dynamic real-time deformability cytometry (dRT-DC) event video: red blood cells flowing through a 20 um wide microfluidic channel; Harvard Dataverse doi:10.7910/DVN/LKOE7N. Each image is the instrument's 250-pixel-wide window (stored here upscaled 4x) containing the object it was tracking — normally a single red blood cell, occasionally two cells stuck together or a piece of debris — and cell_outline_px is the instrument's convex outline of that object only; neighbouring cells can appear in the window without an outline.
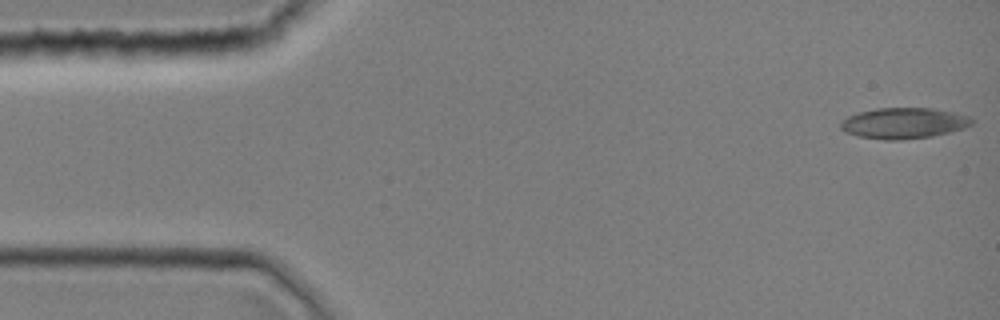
{"species": "common noctule bat (a hibernating species)", "species_latin": "Nyctalus noctula", "temperature_condition": "room temperature", "stored_images_in_passage": 43, "camera_frame_rate_fps": 3000, "um_per_image_px": 0.085, "animal": {"sex": "female", "body_mass_g": 19.0, "forearm_length_mm": 51.5}, "frame": {"image": 1, "passage_image": 1, "time_ms": 0.0, "image_size_px": [1000, 320], "cell_outline_px": [[976, 120], [972, 124], [964, 128], [932, 136], [900, 140], [884, 140], [860, 136], [844, 132], [840, 128], [840, 124], [848, 116], [860, 112], [876, 108], [932, 108], [972, 116]], "centroid_in_image_um": [76.85, 10.46], "position_along_channel_um": 8.1, "area_um2": 23.58}}
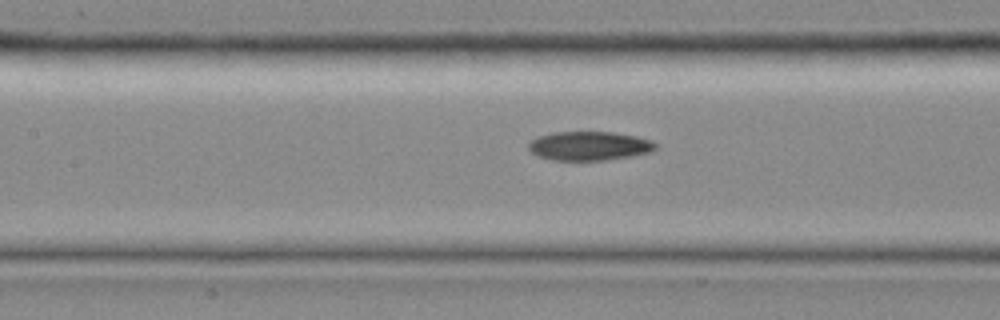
{"frame": {"image": 2, "passage_image": 19, "time_ms": 6.0, "image_size_px": [1000, 320], "cell_outline_px": [[656, 148], [652, 152], [632, 156], [608, 160], [552, 160], [536, 156], [528, 148], [528, 144], [536, 136], [552, 132], [612, 132], [636, 136], [652, 140], [656, 144]], "centroid_in_image_um": [50.08, 12.4], "position_along_channel_um": 157.3, "area_um2": 21.68}}
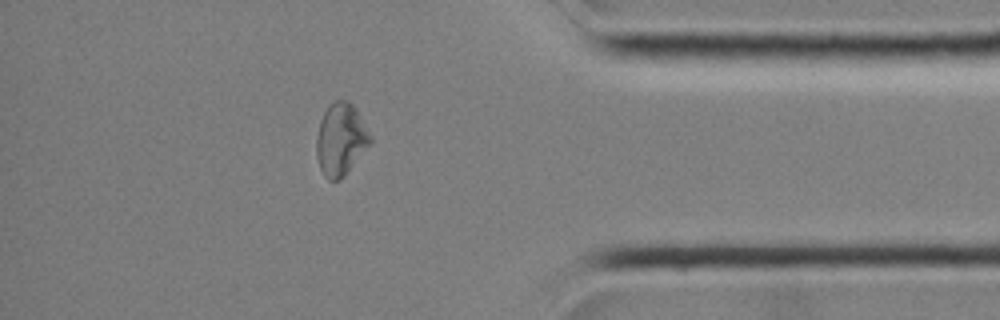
{"frame": {"image": 3, "passage_image": 37, "time_ms": 12.0, "image_size_px": [1000, 320], "cell_outline_px": [[372, 144], [344, 176], [340, 180], [328, 180], [324, 176], [320, 168], [316, 156], [316, 136], [320, 120], [324, 112], [336, 100], [348, 100], [356, 108], [372, 136]], "centroid_in_image_um": [28.98, 11.87], "position_along_channel_um": 406.2, "area_um2": 22.89}}